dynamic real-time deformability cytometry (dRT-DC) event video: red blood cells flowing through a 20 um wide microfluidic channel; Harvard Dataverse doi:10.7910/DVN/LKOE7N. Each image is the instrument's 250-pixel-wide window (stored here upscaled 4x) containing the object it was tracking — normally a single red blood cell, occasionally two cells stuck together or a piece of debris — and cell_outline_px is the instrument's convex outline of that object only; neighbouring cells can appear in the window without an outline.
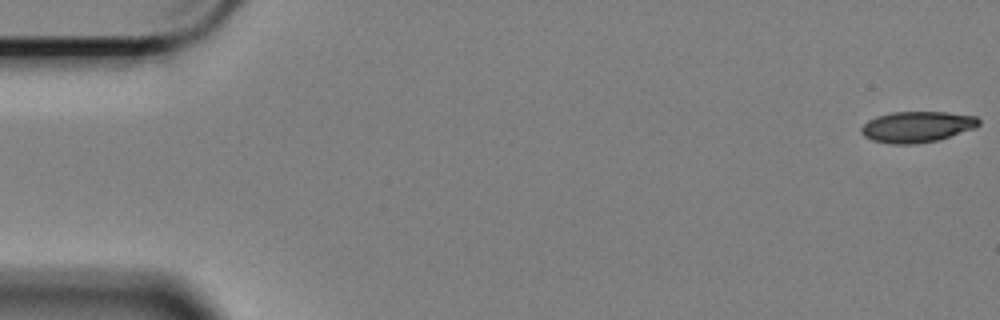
{"species": "Egyptian fruit bat (a non-hibernating species)", "species_latin": "Rousettus aegyptiacus", "temperature_condition": "cold", "stored_images_in_passage": 59, "camera_frame_rate_fps": 3000, "um_per_image_px": 0.085, "animal": {"sex": "female"}, "frame": {"image": 1, "passage_image": 1, "time_ms": 0.0, "image_size_px": [1000, 320], "cell_outline_px": [[980, 124], [976, 128], [936, 140], [912, 144], [892, 144], [872, 140], [864, 136], [860, 132], [860, 128], [868, 120], [876, 116], [892, 112], [948, 112], [976, 116], [980, 120]], "centroid_in_image_um": [77.94, 10.77], "position_along_channel_um": 7.1, "area_um2": 21.21}}
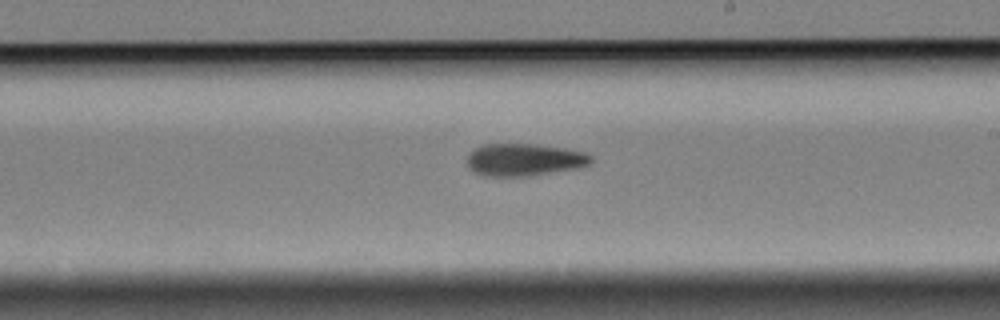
{"frame": {"image": 2, "passage_image": 34, "time_ms": 11.0, "image_size_px": [1000, 320], "cell_outline_px": [[592, 160], [588, 164], [580, 168], [528, 176], [484, 176], [472, 172], [468, 168], [468, 156], [476, 148], [484, 144], [536, 144], [564, 148], [584, 152], [592, 156]], "centroid_in_image_um": [44.56, 13.58], "position_along_channel_um": 244.4, "area_um2": 23.41}}
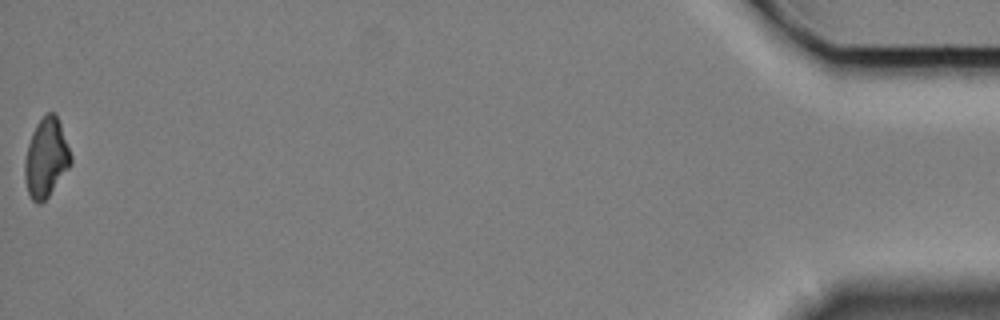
{"frame": {"image": 3, "passage_image": 59, "time_ms": 19.333, "image_size_px": [1000, 320], "cell_outline_px": [[72, 164], [48, 196], [40, 204], [36, 204], [32, 200], [28, 192], [24, 180], [24, 160], [28, 144], [32, 132], [36, 124], [48, 112], [56, 112], [72, 156]], "centroid_in_image_um": [3.91, 13.42], "position_along_channel_um": 431.3, "area_um2": 21.27}, "authors_computed_cell_mechanics": {"area_um2": 22.6576, "velocity_mm_per_s": 3.3911, "shape_relaxation_time_tau1_ms": 7.1578, "shape_relaxation_time_tau2_ms": 8.3793, "deformation_change_tau1": 0.1493, "deformation_change_tau2": 0.155}}